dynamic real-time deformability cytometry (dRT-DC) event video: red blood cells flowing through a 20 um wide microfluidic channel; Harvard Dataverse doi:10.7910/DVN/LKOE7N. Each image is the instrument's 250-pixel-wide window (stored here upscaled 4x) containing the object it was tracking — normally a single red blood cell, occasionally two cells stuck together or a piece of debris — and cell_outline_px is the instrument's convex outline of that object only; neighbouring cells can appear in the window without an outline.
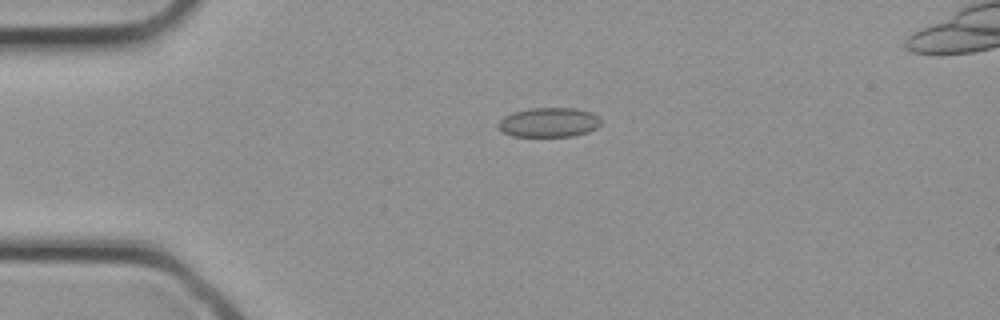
{"species": "common noctule bat (a hibernating species)", "species_latin": "Nyctalus noctula", "temperature_condition": "cold", "stored_images_in_passage": 32, "camera_frame_rate_fps": 3000, "um_per_image_px": 0.085, "animal": {"sex": "female", "body_mass_g": 21.9}, "frame": {"image": 1, "passage_image": 7, "time_ms": 2.0, "image_size_px": [1000, 320], "cell_outline_px": [[600, 124], [596, 128], [588, 132], [572, 136], [512, 136], [504, 132], [496, 124], [504, 116], [512, 112], [532, 108], [576, 108], [592, 112], [600, 120]], "centroid_in_image_um": [46.65, 10.39], "position_along_channel_um": 38.4, "area_um2": 17.57}}
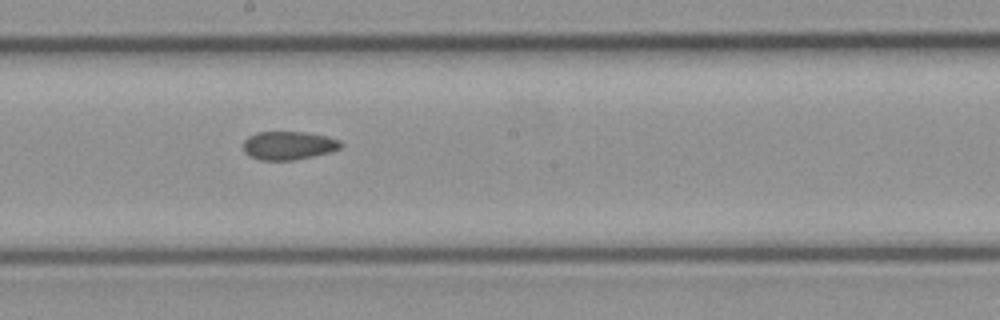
{"frame": {"image": 2, "passage_image": 17, "time_ms": 5.333, "image_size_px": [1000, 320], "cell_outline_px": [[344, 144], [340, 148], [328, 152], [312, 156], [292, 160], [260, 160], [248, 156], [244, 152], [244, 140], [248, 136], [256, 132], [304, 132], [328, 136], [340, 140]], "centroid_in_image_um": [24.51, 12.36], "position_along_channel_um": 223.7, "area_um2": 16.18}}
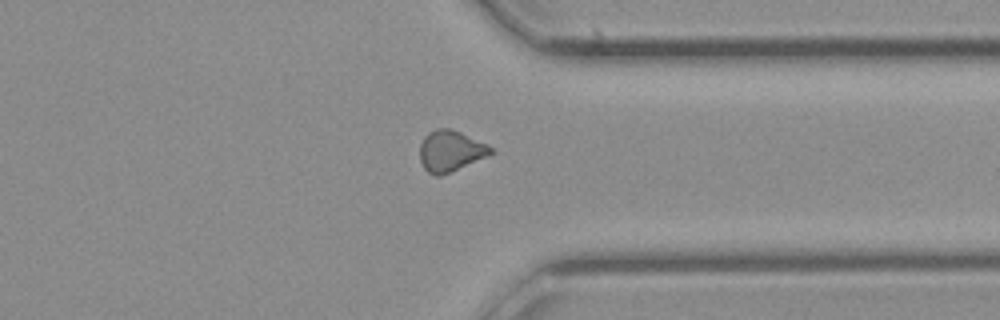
{"frame": {"image": 3, "passage_image": 24, "time_ms": 7.667, "image_size_px": [1000, 320], "cell_outline_px": [[496, 152], [488, 156], [440, 176], [436, 176], [428, 172], [424, 168], [420, 160], [420, 144], [424, 136], [428, 132], [436, 128], [448, 128], [460, 132], [488, 144]], "centroid_in_image_um": [38.3, 12.82], "position_along_channel_um": 373.1, "area_um2": 16.99}}